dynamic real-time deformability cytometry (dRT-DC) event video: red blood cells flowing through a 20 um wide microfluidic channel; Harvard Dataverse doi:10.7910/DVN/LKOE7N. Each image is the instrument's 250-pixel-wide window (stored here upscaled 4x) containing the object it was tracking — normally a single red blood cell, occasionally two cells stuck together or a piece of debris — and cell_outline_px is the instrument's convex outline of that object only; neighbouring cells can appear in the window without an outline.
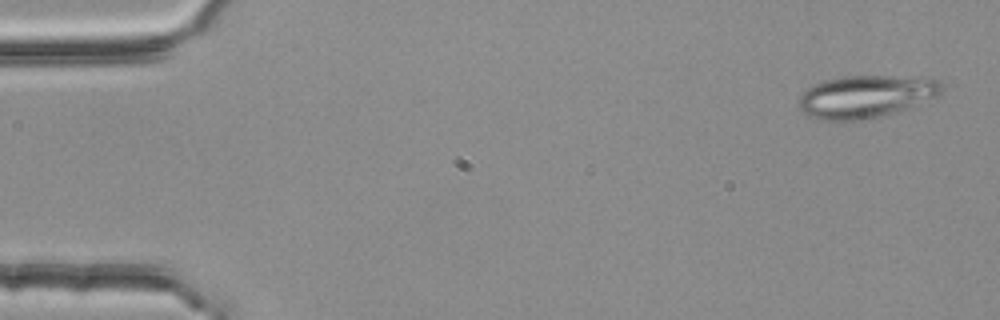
{"species": "common noctule bat (a hibernating species)", "species_latin": "Nyctalus noctula", "temperature_condition": "room temperature", "stored_images_in_passage": 53, "camera_frame_rate_fps": 3000, "um_per_image_px": 0.085, "animal": {"sex": "female", "body_mass_g": 25.1}, "frame": {"image": 1, "passage_image": 2, "time_ms": 0.333, "image_size_px": [1000, 320], "cell_outline_px": [[944, 88], [936, 96], [908, 108], [876, 116], [852, 120], [820, 120], [808, 116], [800, 108], [800, 96], [812, 84], [820, 80], [836, 76], [892, 76], [940, 80], [944, 84]], "centroid_in_image_um": [73.55, 8.17], "position_along_channel_um": 11.4, "area_um2": 35.03}}
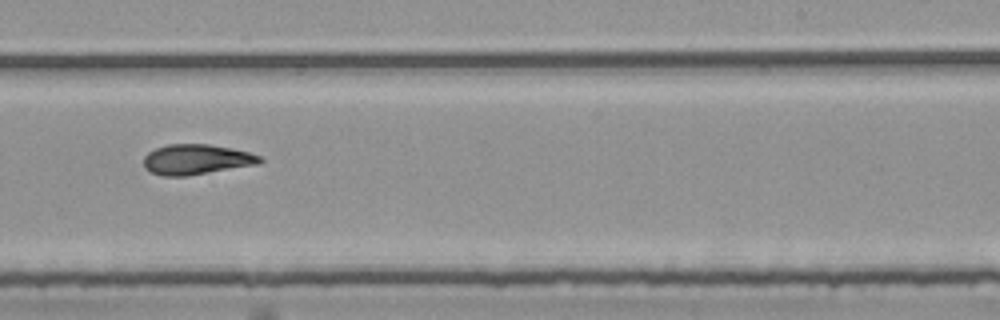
{"frame": {"image": 2, "passage_image": 33, "time_ms": 10.667, "image_size_px": [1000, 320], "cell_outline_px": [[264, 160], [260, 164], [188, 176], [164, 176], [152, 172], [144, 168], [144, 156], [148, 152], [156, 148], [168, 144], [208, 144], [232, 148], [248, 152], [260, 156]], "centroid_in_image_um": [16.71, 13.56], "position_along_channel_um": 272.3, "area_um2": 20.58}}
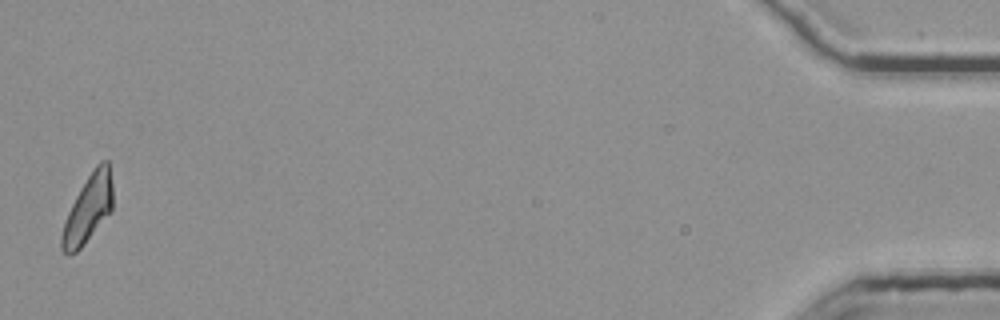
{"frame": {"image": 3, "passage_image": 53, "time_ms": 17.333, "image_size_px": [1000, 320], "cell_outline_px": [[112, 212], [84, 244], [76, 252], [68, 256], [60, 248], [60, 236], [68, 212], [80, 188], [96, 164], [100, 160], [108, 160], [112, 184]], "centroid_in_image_um": [7.49, 17.77], "position_along_channel_um": 427.7, "area_um2": 20.17}, "authors_computed_cell_mechanics": {"area_um2": 20.4612, "velocity_mm_per_s": 3.7882, "shape_relaxation_time_tau1_ms": null, "shape_relaxation_time_tau2_ms": 6.9503, "deformation_change_tau1": null, "deformation_change_tau2": 0.1355}}